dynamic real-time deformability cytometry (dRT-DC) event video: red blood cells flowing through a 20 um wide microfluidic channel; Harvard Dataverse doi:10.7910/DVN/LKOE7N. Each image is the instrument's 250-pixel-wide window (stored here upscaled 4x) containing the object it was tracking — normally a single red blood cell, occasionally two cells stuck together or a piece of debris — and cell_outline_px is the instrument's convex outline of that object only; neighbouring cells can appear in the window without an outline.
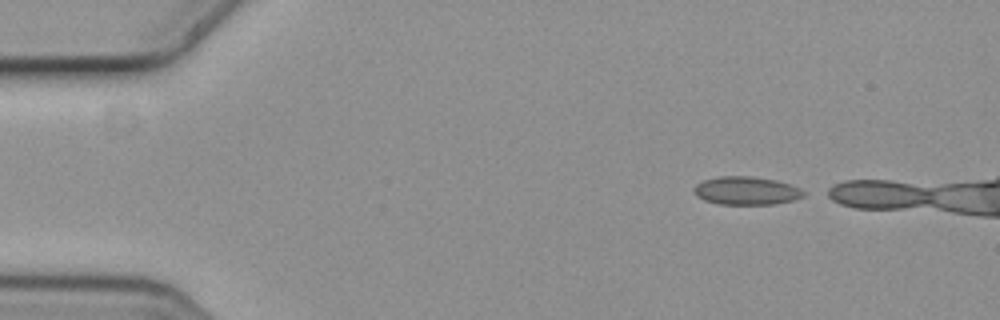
{"species": "common noctule bat (a hibernating species)", "species_latin": "Nyctalus noctula", "temperature_condition": "cold", "stored_images_in_passage": 3, "camera_frame_rate_fps": 3000, "um_per_image_px": 0.085, "animal": {"sex": "female", "body_mass_g": 19.3, "forearm_length_mm": 54.1}, "frame": {"image": 1, "passage_image": 1, "time_ms": 0.0, "image_size_px": [1000, 320], "cell_outline_px": [[804, 196], [792, 200], [772, 204], [720, 204], [704, 200], [696, 196], [696, 184], [704, 180], [720, 176], [748, 176], [776, 180], [800, 188], [804, 192]], "centroid_in_image_um": [63.44, 16.21], "position_along_channel_um": 21.6, "area_um2": 17.69}}